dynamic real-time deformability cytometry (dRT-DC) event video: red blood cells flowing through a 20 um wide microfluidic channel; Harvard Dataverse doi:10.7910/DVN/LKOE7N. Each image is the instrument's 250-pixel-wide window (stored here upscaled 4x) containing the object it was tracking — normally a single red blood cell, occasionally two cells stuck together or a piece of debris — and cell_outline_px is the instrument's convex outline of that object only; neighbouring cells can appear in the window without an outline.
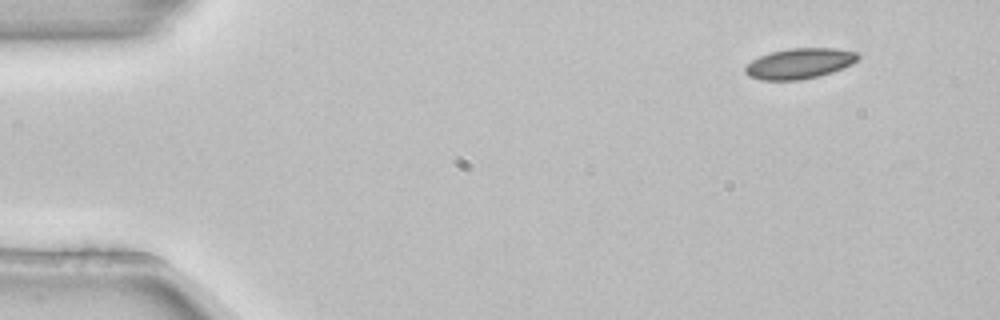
{"species": "common noctule bat (a hibernating species)", "species_latin": "Nyctalus noctula", "temperature_condition": "room temperature", "stored_images_in_passage": 3, "camera_frame_rate_fps": 3000, "um_per_image_px": 0.085, "animal": {"sex": "female", "body_mass_g": 22.7, "forearm_length_mm": 54.2}, "frame": {"image": 1, "passage_image": 1, "time_ms": 0.0, "image_size_px": [1000, 320], "cell_outline_px": [[860, 56], [852, 64], [832, 72], [820, 76], [800, 80], [760, 80], [748, 76], [744, 72], [744, 68], [752, 60], [760, 56], [772, 52], [792, 48], [832, 48], [860, 52]], "centroid_in_image_um": [67.96, 5.4], "position_along_channel_um": 17.0, "area_um2": 20.06}}
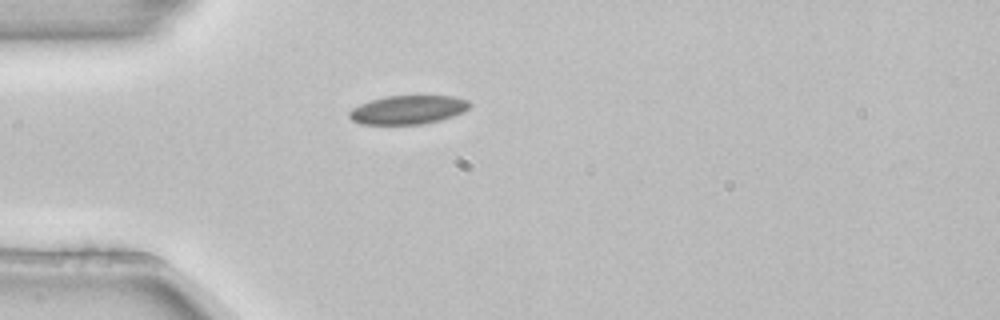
{"frame": {"image": 2, "passage_image": 3, "time_ms": 0.667, "image_size_px": [1000, 320], "cell_outline_px": [[472, 104], [464, 112], [440, 120], [424, 124], [360, 124], [352, 120], [348, 116], [348, 112], [352, 108], [360, 104], [384, 96], [456, 96], [468, 100]], "centroid_in_image_um": [34.69, 9.33], "position_along_channel_um": 50.3, "area_um2": 20.23}}